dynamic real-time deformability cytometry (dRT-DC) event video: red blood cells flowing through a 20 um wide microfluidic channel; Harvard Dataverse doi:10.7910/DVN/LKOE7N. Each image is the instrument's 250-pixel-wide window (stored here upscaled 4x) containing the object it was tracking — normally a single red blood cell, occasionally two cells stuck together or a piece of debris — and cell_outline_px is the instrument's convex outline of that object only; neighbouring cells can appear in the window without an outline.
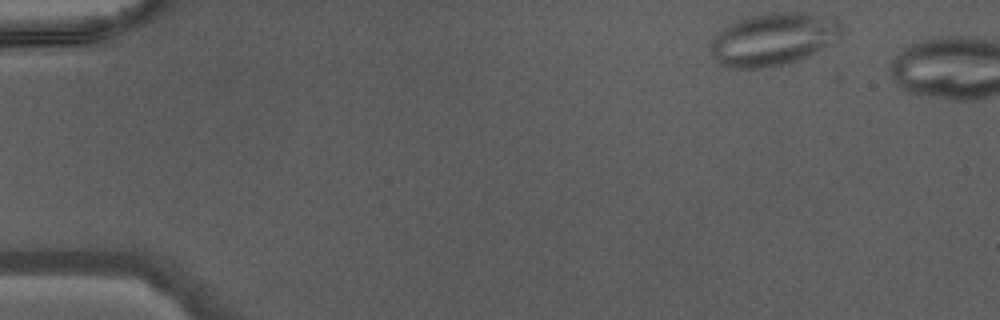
{"species": "Egyptian fruit bat (a non-hibernating species)", "species_latin": "Rousettus aegyptiacus", "temperature_condition": "warm", "stored_images_in_passage": 4, "camera_frame_rate_fps": 3000, "um_per_image_px": 0.085, "animal": {"sex": "male"}, "frame": {"image": 1, "passage_image": 1, "time_ms": 0.0, "image_size_px": [1000, 320], "cell_outline_px": [[848, 32], [832, 44], [796, 60], [784, 64], [760, 68], [732, 68], [720, 64], [716, 60], [712, 52], [712, 40], [728, 24], [736, 20], [752, 16], [776, 12], [804, 12], [832, 16]], "centroid_in_image_um": [65.82, 3.31], "position_along_channel_um": 19.2, "area_um2": 40.11}}